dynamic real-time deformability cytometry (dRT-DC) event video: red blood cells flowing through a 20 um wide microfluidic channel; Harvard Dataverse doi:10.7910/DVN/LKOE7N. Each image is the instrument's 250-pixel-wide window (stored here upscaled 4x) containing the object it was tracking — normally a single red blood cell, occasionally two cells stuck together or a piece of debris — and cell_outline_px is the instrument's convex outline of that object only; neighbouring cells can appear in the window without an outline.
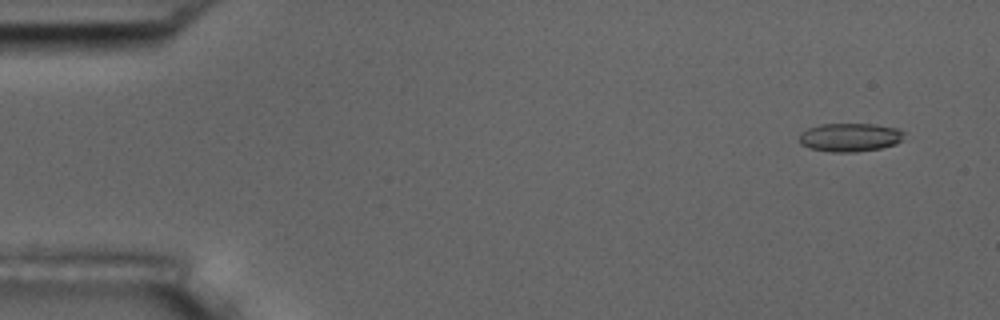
{"species": "common noctule bat (a hibernating species)", "species_latin": "Nyctalus noctula", "temperature_condition": "room temperature", "stored_images_in_passage": 6, "camera_frame_rate_fps": 3000, "um_per_image_px": 0.085, "animal": {"sex": "male", "body_mass_g": 17.5, "forearm_length_mm": 52.3}, "frame": {"image": 1, "passage_image": 1, "time_ms": 0.0, "image_size_px": [1000, 320], "cell_outline_px": [[904, 132], [900, 140], [896, 144], [880, 148], [856, 152], [832, 152], [808, 148], [800, 144], [800, 132], [808, 128], [820, 124], [876, 124], [896, 128]], "centroid_in_image_um": [72.21, 11.67], "position_along_channel_um": 12.8, "area_um2": 17.4}}
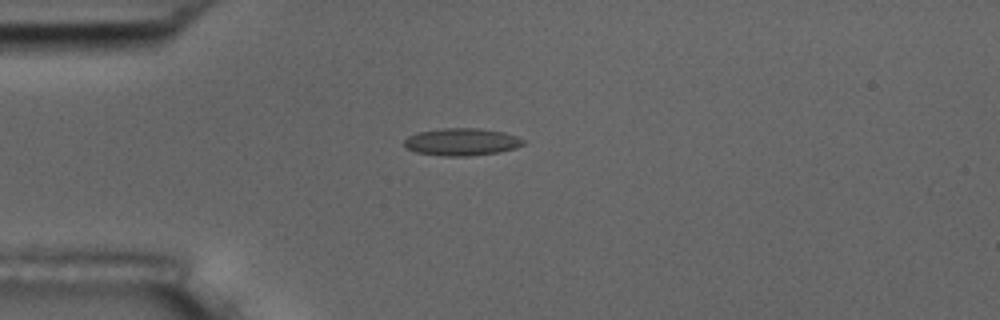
{"frame": {"image": 2, "passage_image": 4, "time_ms": 3.667, "image_size_px": [1000, 320], "cell_outline_px": [[524, 144], [516, 148], [500, 152], [468, 156], [444, 156], [416, 152], [404, 148], [404, 140], [408, 136], [420, 132], [444, 128], [480, 128], [504, 132], [516, 136], [524, 140]], "centroid_in_image_um": [39.25, 12.06], "position_along_channel_um": 45.8, "area_um2": 19.02}}